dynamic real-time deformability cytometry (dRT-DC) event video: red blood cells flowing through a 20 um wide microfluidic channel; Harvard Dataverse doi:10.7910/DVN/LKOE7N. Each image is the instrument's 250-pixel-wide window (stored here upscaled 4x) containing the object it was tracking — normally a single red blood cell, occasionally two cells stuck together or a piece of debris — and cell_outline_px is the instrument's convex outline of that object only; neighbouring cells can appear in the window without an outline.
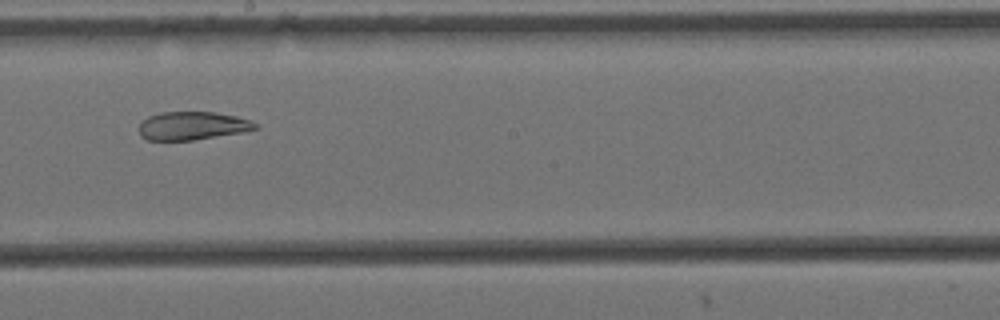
{"species": "Egyptian fruit bat (a non-hibernating species)", "species_latin": "Rousettus aegyptiacus", "temperature_condition": "cold", "stored_images_in_passage": 11, "camera_frame_rate_fps": 3000, "um_per_image_px": 0.085, "animal": {"sex": "female"}, "frame": {"image": 1, "passage_image": 8, "time_ms": 2.333, "image_size_px": [1000, 320], "cell_outline_px": [[256, 128], [240, 132], [192, 140], [148, 140], [140, 136], [140, 124], [148, 116], [160, 112], [216, 112], [236, 116], [252, 120], [256, 124]], "centroid_in_image_um": [16.32, 10.68], "position_along_channel_um": 231.9, "area_um2": 18.9}}